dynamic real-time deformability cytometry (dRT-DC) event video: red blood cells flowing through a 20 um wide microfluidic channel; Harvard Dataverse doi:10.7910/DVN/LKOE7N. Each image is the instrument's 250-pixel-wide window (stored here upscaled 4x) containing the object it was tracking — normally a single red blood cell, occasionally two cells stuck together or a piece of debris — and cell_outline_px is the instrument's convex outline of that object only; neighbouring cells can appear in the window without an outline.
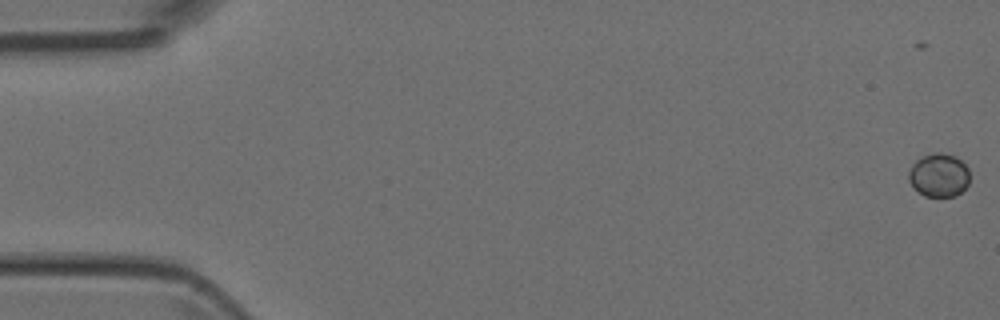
{"species": "Egyptian fruit bat (a non-hibernating species)", "species_latin": "Rousettus aegyptiacus", "temperature_condition": "room temperature", "stored_images_in_passage": 8, "camera_frame_rate_fps": 3000, "um_per_image_px": 0.085, "animal": {"sex": "female"}, "frame": {"image": 1, "passage_image": 1, "time_ms": 0.0, "image_size_px": [1000, 320], "cell_outline_px": [[968, 184], [956, 196], [924, 196], [912, 188], [908, 180], [908, 172], [912, 164], [916, 160], [924, 156], [936, 152], [940, 152], [956, 156], [968, 168]], "centroid_in_image_um": [79.77, 14.89], "position_along_channel_um": 5.2, "area_um2": 15.49}}
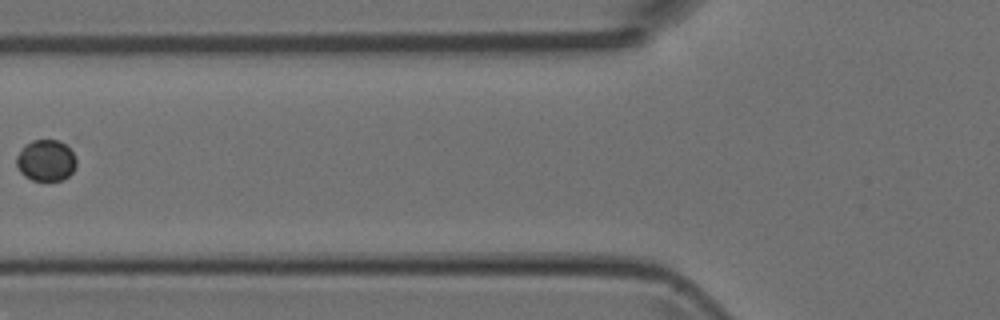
{"frame": {"image": 2, "passage_image": 6, "time_ms": 6.667, "image_size_px": [1000, 320], "cell_outline_px": [[76, 168], [64, 180], [32, 180], [24, 176], [20, 172], [16, 164], [16, 156], [24, 144], [32, 140], [56, 140], [64, 144], [76, 156]], "centroid_in_image_um": [3.89, 13.64], "position_along_channel_um": 121.9, "area_um2": 14.51}}
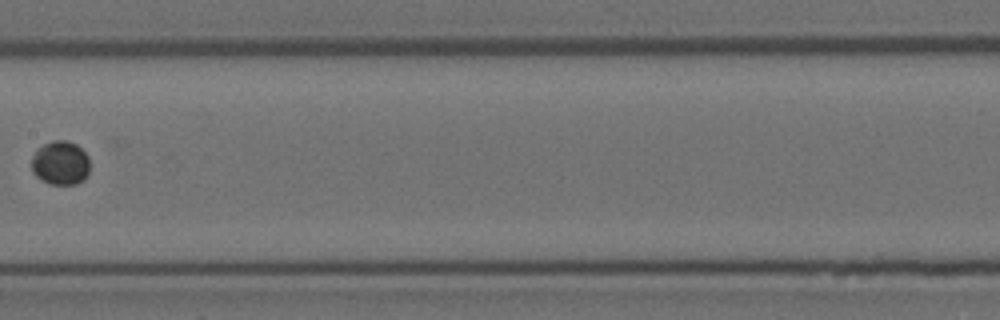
{"frame": {"image": 3, "passage_image": 8, "time_ms": 8.667, "image_size_px": [1000, 320], "cell_outline_px": [[88, 176], [84, 180], [76, 184], [48, 184], [40, 180], [32, 172], [32, 156], [36, 148], [52, 140], [64, 140], [76, 144], [88, 156]], "centroid_in_image_um": [5.11, 13.86], "position_along_channel_um": 202.3, "area_um2": 15.09}}